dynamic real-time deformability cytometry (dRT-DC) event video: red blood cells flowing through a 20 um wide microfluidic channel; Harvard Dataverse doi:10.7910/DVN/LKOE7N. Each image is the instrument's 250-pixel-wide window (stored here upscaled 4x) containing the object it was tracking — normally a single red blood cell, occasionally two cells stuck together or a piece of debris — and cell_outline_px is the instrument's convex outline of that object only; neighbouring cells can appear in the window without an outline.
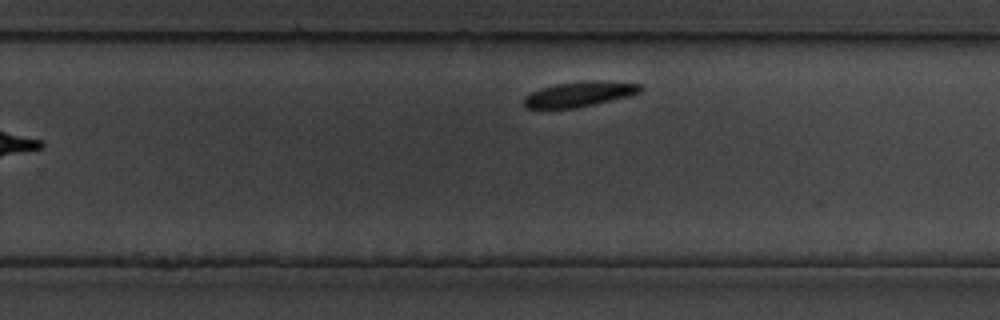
{"species": "common noctule bat (a hibernating species)", "species_latin": "Nyctalus noctula", "temperature_condition": "cold", "stored_images_in_passage": 20, "camera_frame_rate_fps": 3000, "um_per_image_px": 0.085, "animal": {"sex": "male", "body_mass_g": 19.5, "forearm_length_mm": 54.6}, "frame": {"image": 1, "passage_image": 20, "time_ms": 23.333, "image_size_px": [1000, 320], "cell_outline_px": [[644, 88], [640, 92], [628, 96], [576, 108], [524, 108], [524, 96], [540, 88], [556, 84], [584, 80], [596, 80], [640, 84]], "centroid_in_image_um": [49.23, 7.99], "position_along_channel_um": 280.6, "area_um2": 16.99}}